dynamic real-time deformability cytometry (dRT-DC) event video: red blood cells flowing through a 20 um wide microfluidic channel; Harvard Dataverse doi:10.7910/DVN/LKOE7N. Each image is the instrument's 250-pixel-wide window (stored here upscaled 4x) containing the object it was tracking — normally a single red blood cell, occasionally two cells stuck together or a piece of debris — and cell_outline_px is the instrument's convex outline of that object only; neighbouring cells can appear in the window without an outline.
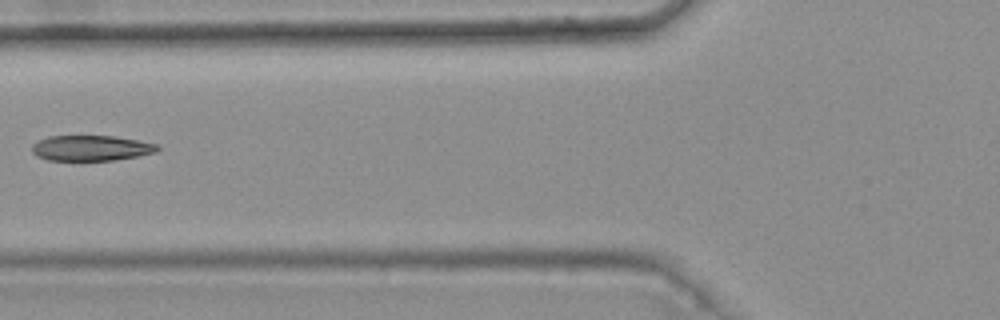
{"species": "common noctule bat (a hibernating species)", "species_latin": "Nyctalus noctula", "temperature_condition": "warm", "stored_images_in_passage": 3, "camera_frame_rate_fps": 3000, "um_per_image_px": 0.085, "animal": {"sex": "female", "body_mass_g": 25.1}, "frame": {"image": 1, "passage_image": 3, "time_ms": 0.667, "image_size_px": [1000, 320], "cell_outline_px": [[160, 148], [156, 152], [136, 156], [112, 160], [48, 160], [36, 156], [32, 152], [32, 144], [48, 136], [112, 136], [136, 140], [156, 144]], "centroid_in_image_um": [7.7, 12.58], "position_along_channel_um": 118.1, "area_um2": 18.38}}